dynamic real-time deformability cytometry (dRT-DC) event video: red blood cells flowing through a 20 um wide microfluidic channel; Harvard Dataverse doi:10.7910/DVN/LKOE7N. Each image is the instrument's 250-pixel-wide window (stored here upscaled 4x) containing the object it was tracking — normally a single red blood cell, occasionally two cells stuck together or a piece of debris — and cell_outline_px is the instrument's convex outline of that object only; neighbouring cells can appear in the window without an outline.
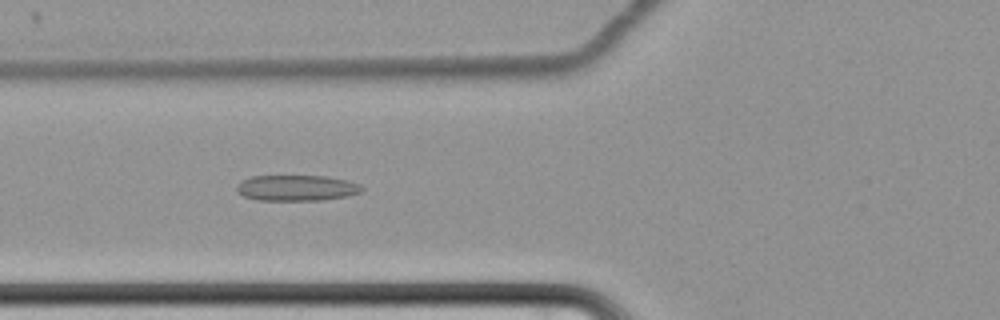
{"species": "common noctule bat (a hibernating species)", "species_latin": "Nyctalus noctula", "temperature_condition": "cold", "stored_images_in_passage": 50, "camera_frame_rate_fps": 3000, "um_per_image_px": 0.085, "animal": {"sex": "female", "body_mass_g": 22.7, "forearm_length_mm": 54.2}, "frame": {"image": 1, "passage_image": 13, "time_ms": 4.0, "image_size_px": [1000, 320], "cell_outline_px": [[364, 188], [360, 192], [348, 196], [324, 200], [256, 200], [244, 196], [236, 192], [236, 184], [252, 176], [324, 176], [348, 180], [360, 184]], "centroid_in_image_um": [25.21, 15.98], "position_along_channel_um": 100.6, "area_um2": 18.9}}
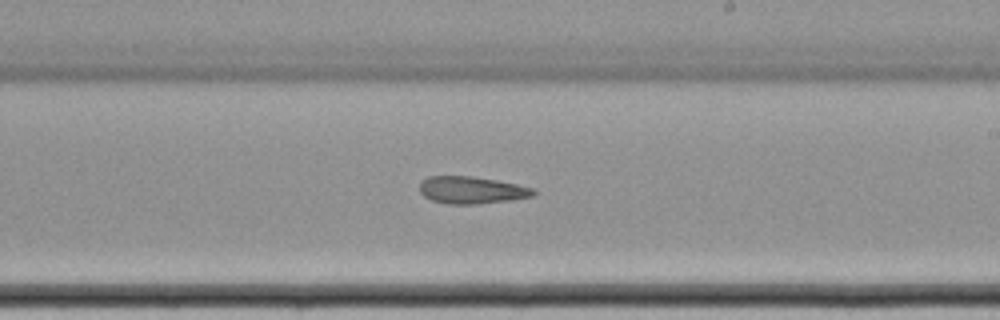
{"frame": {"image": 2, "passage_image": 26, "time_ms": 8.333, "image_size_px": [1000, 320], "cell_outline_px": [[536, 196], [512, 200], [476, 204], [448, 204], [432, 200], [424, 196], [420, 192], [420, 184], [428, 176], [472, 176], [496, 180], [516, 184], [532, 188], [536, 192]], "centroid_in_image_um": [40.11, 16.16], "position_along_channel_um": 248.9, "area_um2": 18.03}}
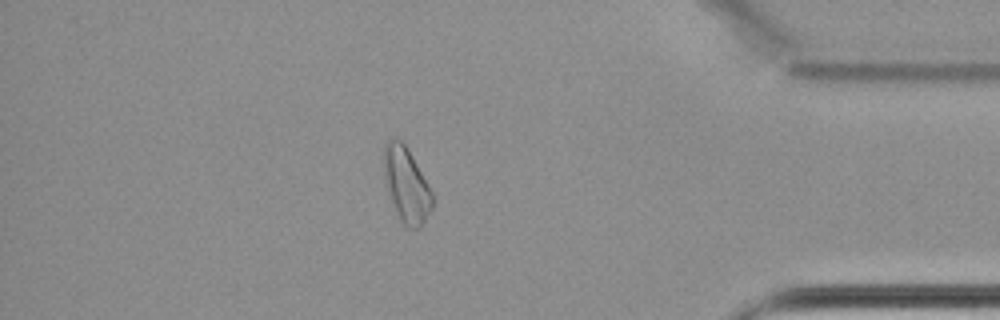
{"frame": {"image": 3, "passage_image": 42, "time_ms": 13.667, "image_size_px": [1000, 320], "cell_outline_px": [[432, 208], [420, 228], [408, 228], [400, 220], [396, 212], [384, 176], [384, 144], [392, 136], [400, 140], [408, 148], [432, 192]], "centroid_in_image_um": [34.54, 15.69], "position_along_channel_um": 400.7, "area_um2": 20.81}}